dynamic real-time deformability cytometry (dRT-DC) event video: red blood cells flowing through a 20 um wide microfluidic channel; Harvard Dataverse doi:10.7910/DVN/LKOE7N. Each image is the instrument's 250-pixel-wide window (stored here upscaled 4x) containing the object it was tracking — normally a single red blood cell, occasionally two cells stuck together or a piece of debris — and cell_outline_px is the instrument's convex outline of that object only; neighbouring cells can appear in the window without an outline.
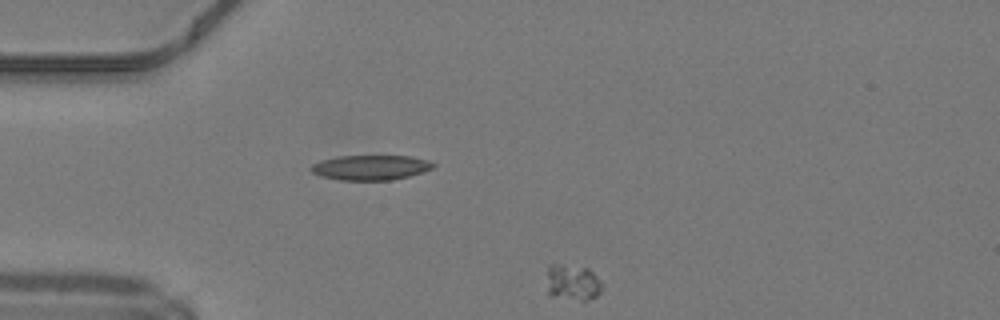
{"species": "common noctule bat (a hibernating species)", "species_latin": "Nyctalus noctula", "temperature_condition": "warm", "stored_images_in_passage": 15, "segment_of_instrument_passage": [2, 2], "camera_frame_rate_fps": 3000, "um_per_image_px": 0.085, "animal": {"sex": "male", "body_mass_g": 19.2, "forearm_length_mm": 51.8}, "frame": {"image": 1, "passage_image": 15, "time_ms": 4.667, "image_size_px": [1000, 320], "cell_outline_px": [[604, 288], [596, 296], [588, 300], [580, 300], [548, 296], [548, 264], [552, 264], [588, 268], [604, 284]], "centroid_in_image_um": [48.7, 24.03], "position_along_channel_um": 36.3, "area_um2": 11.62}}